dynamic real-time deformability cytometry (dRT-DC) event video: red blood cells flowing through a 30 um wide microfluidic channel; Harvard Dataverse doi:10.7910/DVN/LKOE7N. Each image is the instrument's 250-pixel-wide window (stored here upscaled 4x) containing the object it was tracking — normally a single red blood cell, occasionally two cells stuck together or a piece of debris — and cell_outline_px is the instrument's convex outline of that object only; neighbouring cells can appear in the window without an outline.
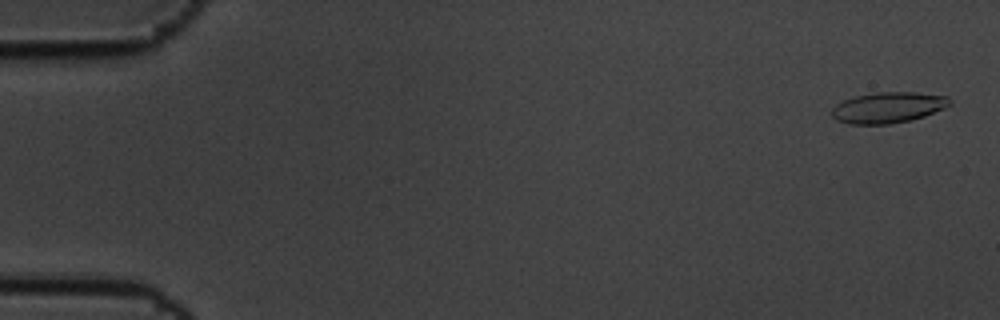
{"species": "common noctule bat (a hibernating species)", "species_latin": "Nyctalus noctula", "temperature_condition": "cold", "stored_images_in_passage": 59, "camera_frame_rate_fps": 3000, "um_per_image_px": 0.085, "animal": {"sex": "male", "body_mass_g": 19.5, "forearm_length_mm": 54.6}, "frame": {"image": 1, "passage_image": 2, "time_ms": 0.333, "image_size_px": [1000, 320], "cell_outline_px": [[952, 104], [944, 108], [924, 116], [912, 120], [888, 124], [848, 124], [836, 120], [832, 116], [832, 108], [836, 104], [844, 100], [856, 96], [876, 92], [916, 92], [948, 96], [952, 100]], "centroid_in_image_um": [75.51, 9.14], "position_along_channel_um": 9.5, "area_um2": 21.33}}
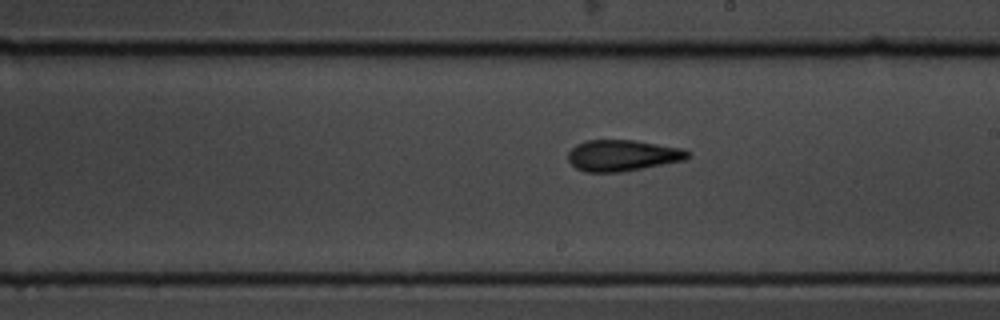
{"frame": {"image": 2, "passage_image": 34, "time_ms": 11.0, "image_size_px": [1000, 320], "cell_outline_px": [[692, 156], [688, 160], [620, 172], [584, 172], [576, 168], [568, 160], [568, 152], [576, 144], [588, 140], [636, 140], [684, 148], [692, 152]], "centroid_in_image_um": [52.99, 13.21], "position_along_channel_um": 236.0, "area_um2": 22.14}}
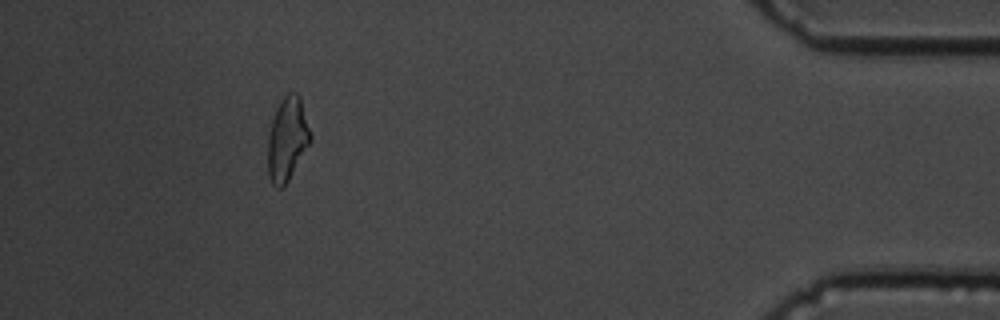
{"frame": {"image": 3, "passage_image": 54, "time_ms": 17.667, "image_size_px": [1000, 320], "cell_outline_px": [[312, 140], [288, 180], [280, 188], [276, 188], [272, 184], [268, 176], [268, 136], [272, 120], [276, 108], [280, 100], [288, 92], [296, 92], [300, 96], [312, 136]], "centroid_in_image_um": [24.42, 11.79], "position_along_channel_um": 410.8, "area_um2": 20.75}, "authors_computed_cell_mechanics": {"area_um2": 21.3282, "velocity_mm_per_s": 3.431, "shape_relaxation_time_tau1_ms": 5.9246, "shape_relaxation_time_tau2_ms": 3.7292, "deformation_change_tau1": 0.1898, "deformation_change_tau2": 0.1415}}